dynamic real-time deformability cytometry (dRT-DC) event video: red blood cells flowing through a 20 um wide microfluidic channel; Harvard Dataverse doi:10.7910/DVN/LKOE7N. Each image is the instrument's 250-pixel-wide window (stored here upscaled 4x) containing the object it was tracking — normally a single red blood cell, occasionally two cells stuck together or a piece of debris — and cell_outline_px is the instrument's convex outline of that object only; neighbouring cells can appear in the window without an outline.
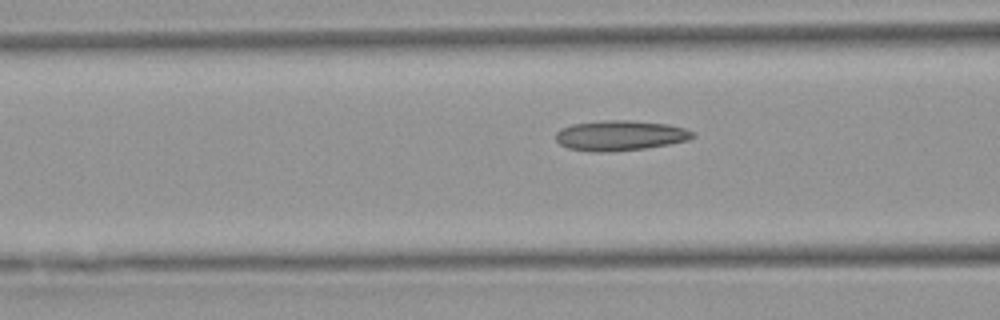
{"species": "Egyptian fruit bat (a non-hibernating species)", "species_latin": "Rousettus aegyptiacus", "temperature_condition": "warm", "stored_images_in_passage": 20, "camera_frame_rate_fps": 3000, "um_per_image_px": 0.085, "animal": {"sex": "female"}, "frame": {"image": 1, "passage_image": 17, "time_ms": 5.333, "image_size_px": [1000, 320], "cell_outline_px": [[696, 136], [688, 140], [668, 144], [644, 148], [608, 152], [596, 152], [568, 148], [560, 144], [556, 140], [556, 132], [560, 128], [572, 124], [604, 120], [632, 120], [668, 124], [684, 128], [696, 132]], "centroid_in_image_um": [52.72, 11.51], "position_along_channel_um": 113.9, "area_um2": 24.16}}